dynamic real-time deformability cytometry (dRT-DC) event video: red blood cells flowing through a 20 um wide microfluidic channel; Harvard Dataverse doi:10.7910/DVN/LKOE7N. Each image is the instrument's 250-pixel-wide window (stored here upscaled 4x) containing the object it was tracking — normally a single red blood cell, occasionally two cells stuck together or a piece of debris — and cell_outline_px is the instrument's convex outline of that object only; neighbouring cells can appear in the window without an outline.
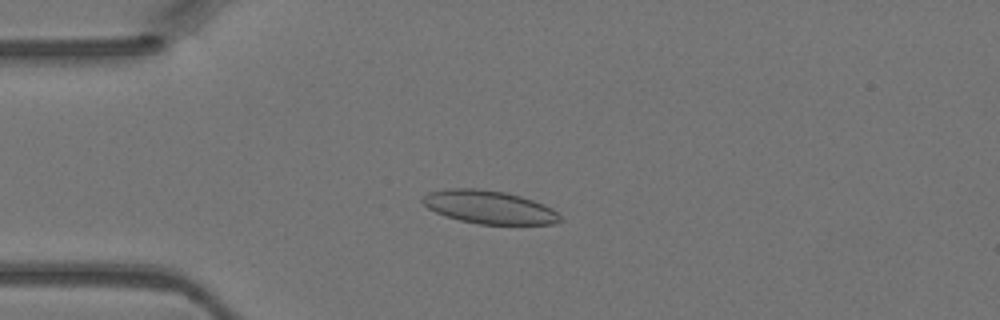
{"species": "Egyptian fruit bat (a non-hibernating species)", "species_latin": "Rousettus aegyptiacus", "temperature_condition": "warm", "stored_images_in_passage": 4, "camera_frame_rate_fps": 3000, "um_per_image_px": 0.085, "animal": {"sex": "female"}, "frame": {"image": 1, "passage_image": 3, "time_ms": 0.667, "image_size_px": [1000, 320], "cell_outline_px": [[564, 220], [552, 224], [480, 224], [460, 220], [436, 212], [428, 208], [420, 200], [428, 192], [448, 188], [476, 188], [504, 192], [520, 196], [544, 204], [552, 208]], "centroid_in_image_um": [41.58, 17.6], "position_along_channel_um": 43.4, "area_um2": 26.41}}